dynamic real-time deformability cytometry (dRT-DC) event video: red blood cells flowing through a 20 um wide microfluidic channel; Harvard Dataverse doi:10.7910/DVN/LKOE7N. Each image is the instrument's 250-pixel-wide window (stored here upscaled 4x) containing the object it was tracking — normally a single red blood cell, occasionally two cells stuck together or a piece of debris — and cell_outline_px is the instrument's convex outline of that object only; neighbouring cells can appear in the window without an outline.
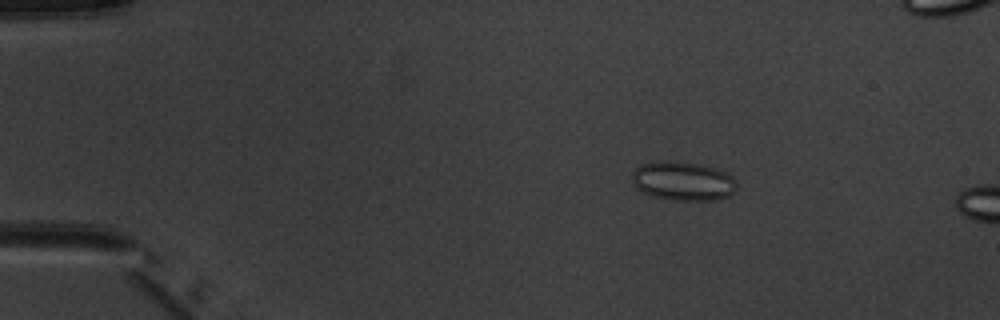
{"species": "common noctule bat (a hibernating species)", "species_latin": "Nyctalus noctula", "temperature_condition": "warm", "stored_images_in_passage": 4, "camera_frame_rate_fps": 3000, "um_per_image_px": 0.085, "animal": {"sex": "male", "body_mass_g": 20.1, "forearm_length_mm": 53.5}, "frame": {"image": 1, "passage_image": 3, "time_ms": 2.333, "image_size_px": [1000, 320], "cell_outline_px": [[736, 188], [728, 196], [716, 200], [672, 200], [652, 196], [636, 188], [632, 180], [632, 172], [640, 164], [668, 160], [700, 164], [716, 168], [728, 172], [736, 180]], "centroid_in_image_um": [58.06, 15.38], "position_along_channel_um": 26.9, "area_um2": 23.93}}